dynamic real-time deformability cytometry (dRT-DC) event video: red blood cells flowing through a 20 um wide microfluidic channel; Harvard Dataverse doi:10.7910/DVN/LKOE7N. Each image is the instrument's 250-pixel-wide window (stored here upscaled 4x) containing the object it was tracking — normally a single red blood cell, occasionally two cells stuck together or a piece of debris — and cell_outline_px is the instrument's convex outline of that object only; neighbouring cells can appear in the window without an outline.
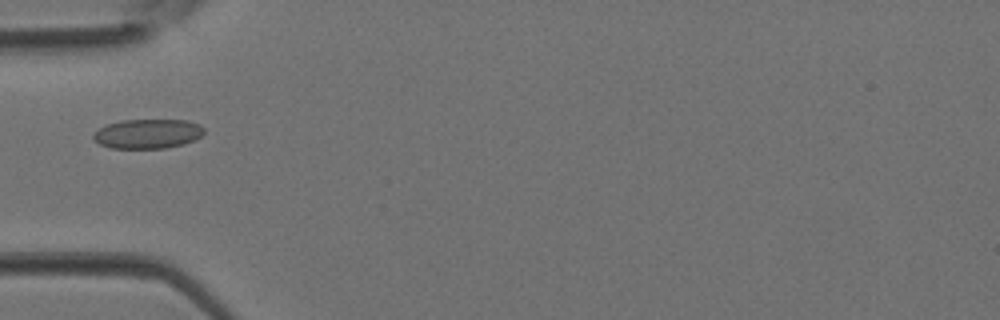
{"species": "Egyptian fruit bat (a non-hibernating species)", "species_latin": "Rousettus aegyptiacus", "temperature_condition": "room temperature", "stored_images_in_passage": 5, "camera_frame_rate_fps": 3000, "um_per_image_px": 0.085, "animal": {"sex": "female"}, "frame": {"image": 1, "passage_image": 5, "time_ms": 1.333, "image_size_px": [1000, 320], "cell_outline_px": [[204, 132], [200, 136], [184, 144], [164, 148], [112, 148], [100, 144], [92, 140], [92, 136], [100, 128], [108, 124], [120, 120], [188, 120], [200, 124], [204, 128]], "centroid_in_image_um": [12.55, 11.36], "position_along_channel_um": 72.4, "area_um2": 18.96}}